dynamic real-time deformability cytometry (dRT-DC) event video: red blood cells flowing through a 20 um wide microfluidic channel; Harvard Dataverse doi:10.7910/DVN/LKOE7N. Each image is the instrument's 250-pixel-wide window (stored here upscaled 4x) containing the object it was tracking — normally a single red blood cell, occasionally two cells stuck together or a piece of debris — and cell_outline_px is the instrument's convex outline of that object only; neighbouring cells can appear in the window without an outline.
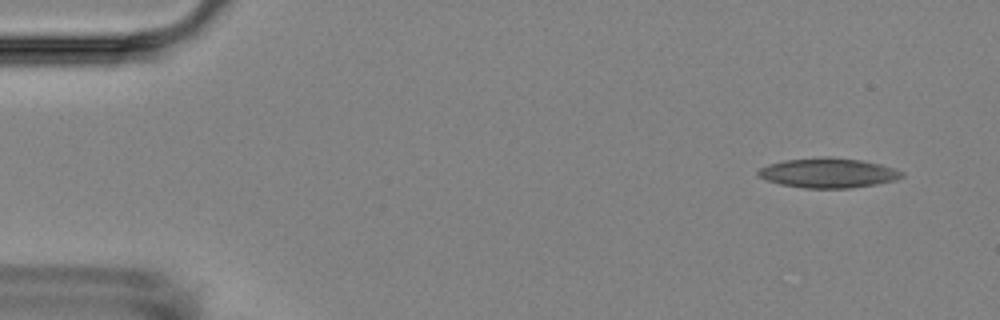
{"species": "Egyptian fruit bat (a non-hibernating species)", "species_latin": "Rousettus aegyptiacus", "temperature_condition": "room temperature", "stored_images_in_passage": 6, "camera_frame_rate_fps": 3000, "um_per_image_px": 0.085, "animal": {"sex": "female"}, "frame": {"image": 1, "passage_image": 2, "time_ms": 1.0, "image_size_px": [1000, 320], "cell_outline_px": [[904, 176], [896, 180], [876, 184], [848, 188], [804, 188], [780, 184], [768, 180], [760, 176], [756, 172], [760, 168], [768, 164], [784, 160], [828, 156], [832, 156], [860, 160], [880, 164], [904, 172]], "centroid_in_image_um": [70.4, 14.69], "position_along_channel_um": 14.6, "area_um2": 24.85}}